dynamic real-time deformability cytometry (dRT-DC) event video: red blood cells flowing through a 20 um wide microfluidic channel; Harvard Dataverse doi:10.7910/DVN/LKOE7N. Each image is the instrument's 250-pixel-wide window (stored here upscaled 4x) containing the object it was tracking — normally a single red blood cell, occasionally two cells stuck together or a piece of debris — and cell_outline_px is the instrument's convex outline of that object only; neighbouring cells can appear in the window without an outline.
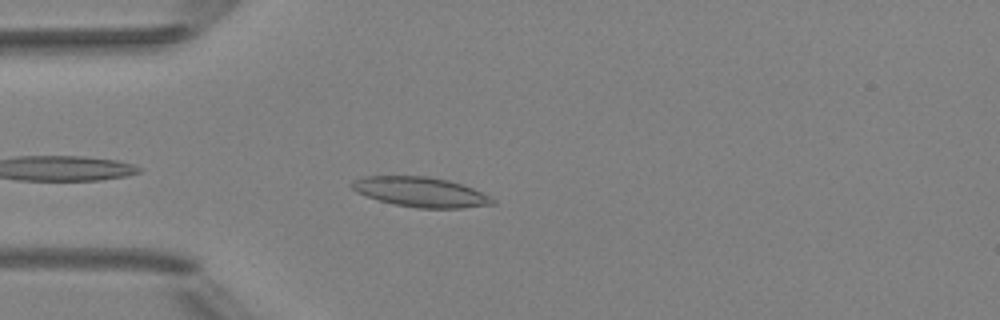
{"species": "Egyptian fruit bat (a non-hibernating species)", "species_latin": "Rousettus aegyptiacus", "temperature_condition": "room temperature", "stored_images_in_passage": 3, "camera_frame_rate_fps": 3000, "um_per_image_px": 0.085, "animal": {"sex": "female"}, "frame": {"image": 1, "passage_image": 3, "time_ms": 2.333, "image_size_px": [1000, 320], "cell_outline_px": [[496, 204], [464, 208], [416, 208], [396, 204], [380, 200], [356, 192], [352, 188], [352, 180], [364, 176], [428, 176], [448, 180], [472, 188], [496, 200]], "centroid_in_image_um": [35.77, 16.32], "position_along_channel_um": 49.2, "area_um2": 24.28}}